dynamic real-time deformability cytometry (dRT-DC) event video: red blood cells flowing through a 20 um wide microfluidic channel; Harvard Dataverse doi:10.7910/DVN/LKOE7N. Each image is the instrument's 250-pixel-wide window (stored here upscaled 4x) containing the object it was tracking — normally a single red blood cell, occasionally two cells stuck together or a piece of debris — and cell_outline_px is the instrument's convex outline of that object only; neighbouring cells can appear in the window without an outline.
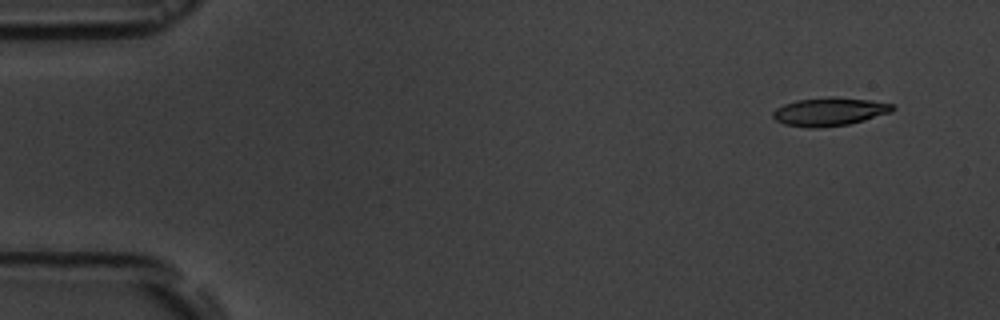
{"species": "common noctule bat (a hibernating species)", "species_latin": "Nyctalus noctula", "temperature_condition": "room temperature", "stored_images_in_passage": 16, "camera_frame_rate_fps": 3000, "um_per_image_px": 0.085, "animal": {"sex": "male", "body_mass_g": 19.5, "forearm_length_mm": 54.6}, "frame": {"image": 1, "passage_image": 1, "time_ms": 0.0, "image_size_px": [1000, 320], "cell_outline_px": [[896, 108], [892, 112], [864, 120], [848, 124], [820, 128], [808, 128], [784, 124], [776, 120], [772, 116], [772, 112], [776, 108], [784, 104], [796, 100], [828, 96], [832, 96], [868, 100], [892, 104]], "centroid_in_image_um": [70.48, 9.49], "position_along_channel_um": 14.5, "area_um2": 19.83}}
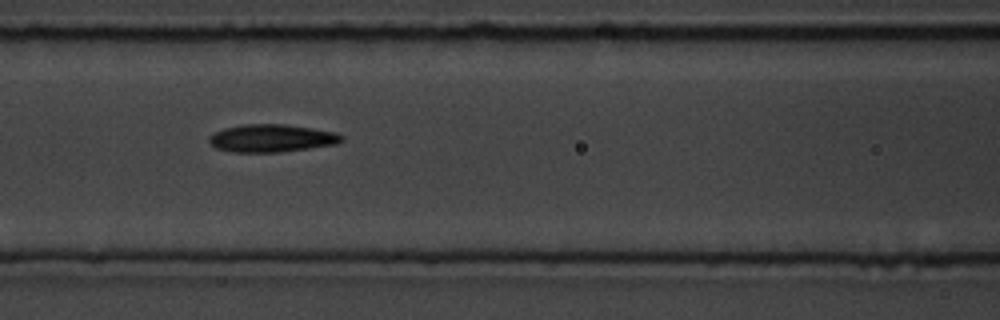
{"frame": {"image": 2, "passage_image": 7, "time_ms": 6.667, "image_size_px": [1000, 320], "cell_outline_px": [[344, 140], [336, 144], [280, 152], [232, 152], [216, 148], [208, 140], [208, 136], [212, 132], [224, 128], [244, 124], [284, 124], [312, 128], [336, 132], [344, 136]], "centroid_in_image_um": [23.07, 11.74], "position_along_channel_um": 143.5, "area_um2": 21.5}}
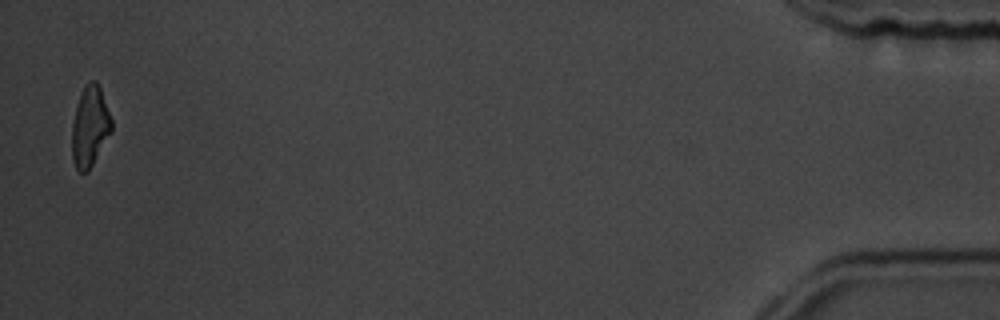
{"frame": {"image": 3, "passage_image": 16, "time_ms": 17.0, "image_size_px": [1000, 320], "cell_outline_px": [[112, 132], [88, 172], [80, 172], [76, 168], [72, 160], [72, 124], [76, 104], [80, 92], [84, 84], [88, 80], [96, 80], [100, 88], [112, 120]], "centroid_in_image_um": [7.63, 10.74], "position_along_channel_um": 427.6, "area_um2": 18.84}, "authors_computed_cell_mechanics": {"area_um2": 19.8254, "velocity_mm_per_s": 3.6439, "shape_relaxation_time_tau1_ms": 4.6734, "shape_relaxation_time_tau2_ms": 4.007, "deformation_change_tau1": 0.1194, "deformation_change_tau2": 0.1161}}